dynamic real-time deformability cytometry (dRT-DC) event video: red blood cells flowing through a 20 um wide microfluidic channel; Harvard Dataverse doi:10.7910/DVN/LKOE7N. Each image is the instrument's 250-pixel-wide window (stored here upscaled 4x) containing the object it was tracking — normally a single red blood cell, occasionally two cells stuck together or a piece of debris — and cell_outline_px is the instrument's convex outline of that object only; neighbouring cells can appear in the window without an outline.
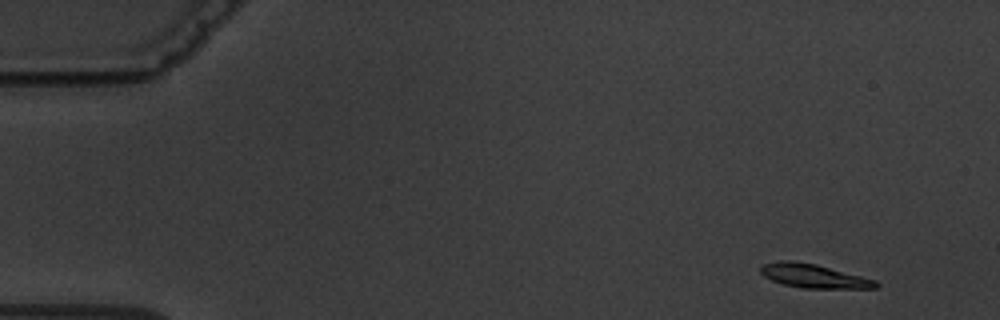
{"species": "common noctule bat (a hibernating species)", "species_latin": "Nyctalus noctula", "temperature_condition": "warm", "stored_images_in_passage": 5, "camera_frame_rate_fps": 3000, "um_per_image_px": 0.085, "animal": {"sex": "male", "body_mass_g": 19.5, "forearm_length_mm": 54.6}, "frame": {"image": 1, "passage_image": 1, "time_ms": 0.0, "image_size_px": [1000, 320], "cell_outline_px": [[880, 284], [876, 288], [804, 288], [784, 284], [772, 280], [764, 276], [760, 272], [760, 268], [764, 264], [780, 260], [788, 260], [816, 264], [876, 280]], "centroid_in_image_um": [69.17, 23.46], "position_along_channel_um": 15.8, "area_um2": 15.78}}
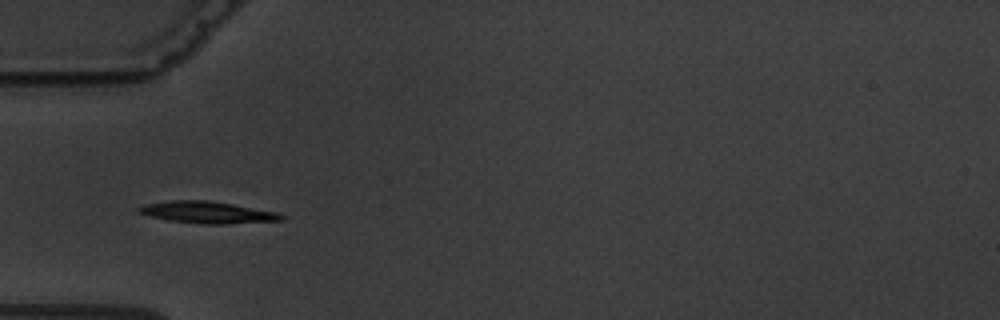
{"frame": {"image": 2, "passage_image": 5, "time_ms": 4.667, "image_size_px": [1000, 320], "cell_outline_px": [[284, 220], [224, 224], [204, 224], [168, 220], [136, 212], [136, 208], [140, 204], [172, 200], [208, 200], [232, 204], [276, 212], [284, 216]], "centroid_in_image_um": [17.56, 18.04], "position_along_channel_um": 67.4, "area_um2": 18.09}}